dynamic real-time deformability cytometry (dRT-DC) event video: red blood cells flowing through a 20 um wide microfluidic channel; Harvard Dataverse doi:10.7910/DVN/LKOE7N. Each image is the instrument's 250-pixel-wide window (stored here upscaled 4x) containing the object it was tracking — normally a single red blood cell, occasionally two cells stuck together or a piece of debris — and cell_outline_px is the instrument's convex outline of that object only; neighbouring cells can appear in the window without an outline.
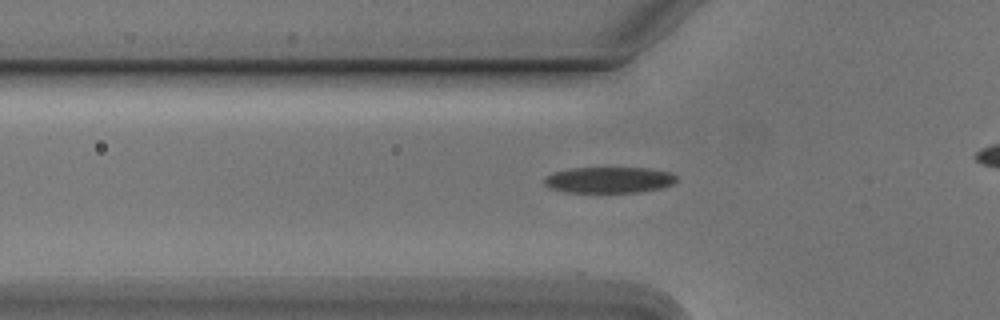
{"species": "Egyptian fruit bat (a non-hibernating species)", "species_latin": "Rousettus aegyptiacus", "temperature_condition": "cold", "stored_images_in_passage": 45, "camera_frame_rate_fps": 3000, "um_per_image_px": 0.085, "animal": {"sex": "male"}, "frame": {"image": 1, "passage_image": 17, "time_ms": 5.333, "image_size_px": [1000, 320], "cell_outline_px": [[676, 180], [672, 184], [660, 188], [640, 192], [564, 192], [548, 188], [544, 184], [544, 176], [552, 172], [572, 168], [648, 168], [672, 172], [676, 176]], "centroid_in_image_um": [51.73, 15.29], "position_along_channel_um": 74.1, "area_um2": 20.23}}
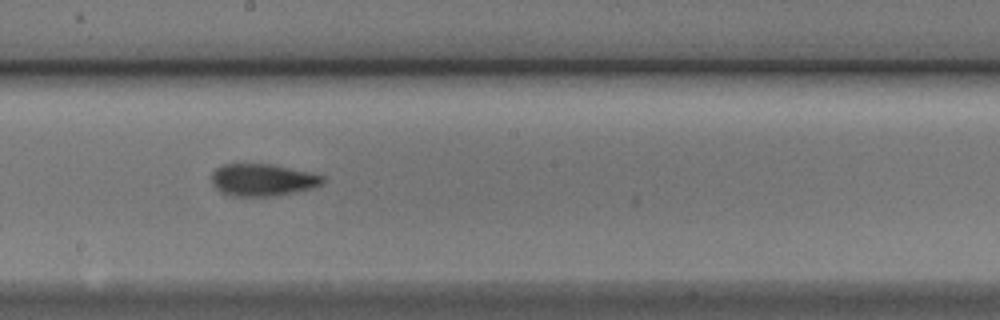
{"frame": {"image": 2, "passage_image": 29, "time_ms": 9.333, "image_size_px": [1000, 320], "cell_outline_px": [[324, 184], [312, 188], [296, 192], [276, 196], [232, 196], [220, 192], [212, 184], [212, 172], [216, 168], [224, 164], [268, 164], [308, 172], [324, 176]], "centroid_in_image_um": [22.31, 15.31], "position_along_channel_um": 225.9, "area_um2": 20.81}}
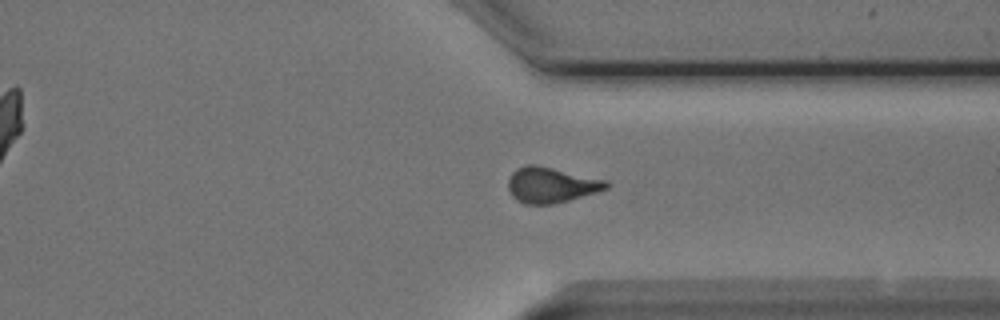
{"frame": {"image": 3, "passage_image": 40, "time_ms": 13.0, "image_size_px": [1000, 320], "cell_outline_px": [[608, 188], [596, 192], [568, 200], [552, 204], [524, 204], [516, 200], [512, 196], [508, 188], [508, 180], [512, 172], [516, 168], [524, 164], [536, 164], [608, 180]], "centroid_in_image_um": [46.81, 15.71], "position_along_channel_um": 364.6, "area_um2": 20.4}}